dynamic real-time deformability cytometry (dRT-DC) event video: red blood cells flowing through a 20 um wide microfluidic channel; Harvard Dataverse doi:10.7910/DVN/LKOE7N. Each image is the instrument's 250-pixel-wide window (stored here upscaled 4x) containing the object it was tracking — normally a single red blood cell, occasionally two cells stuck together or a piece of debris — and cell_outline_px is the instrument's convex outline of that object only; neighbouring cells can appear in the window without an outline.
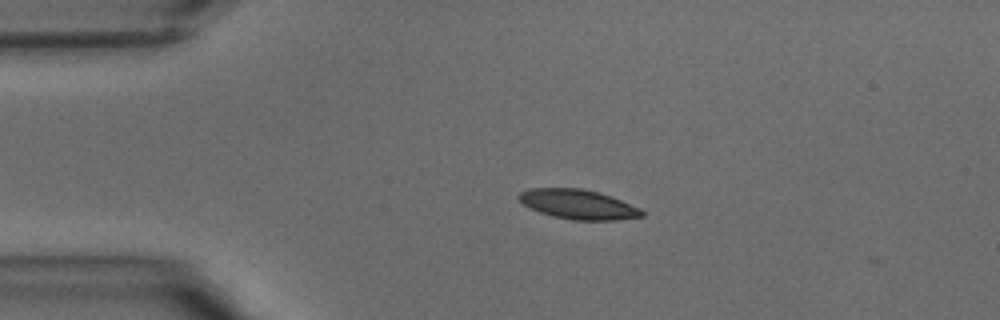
{"species": "common noctule bat (a hibernating species)", "species_latin": "Nyctalus noctula", "temperature_condition": "warm", "stored_images_in_passage": 33, "camera_frame_rate_fps": 3000, "um_per_image_px": 0.085, "animal": {"sex": "male", "body_mass_g": 15.6}, "frame": {"image": 1, "passage_image": 1, "time_ms": 0.0, "image_size_px": [1000, 320], "cell_outline_px": [[644, 216], [616, 220], [572, 220], [552, 216], [540, 212], [524, 204], [516, 196], [520, 192], [528, 188], [580, 188], [596, 192], [620, 200], [640, 208], [644, 212]], "centroid_in_image_um": [49.12, 17.37], "position_along_channel_um": 35.9, "area_um2": 20.98}}
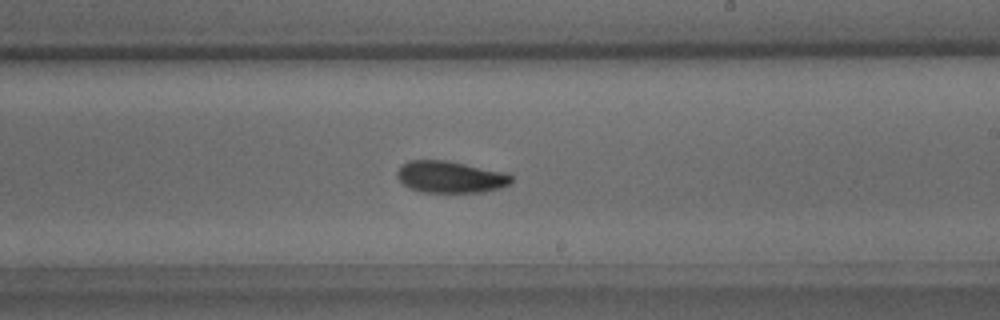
{"frame": {"image": 2, "passage_image": 16, "time_ms": 5.0, "image_size_px": [1000, 320], "cell_outline_px": [[512, 184], [500, 188], [484, 192], [420, 192], [408, 188], [396, 176], [396, 172], [408, 160], [448, 160], [508, 172], [512, 176]], "centroid_in_image_um": [38.33, 15.04], "position_along_channel_um": 250.7, "area_um2": 21.5}}
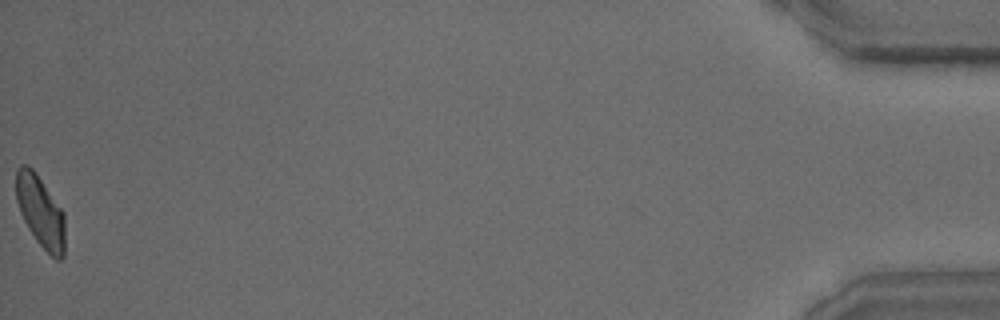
{"frame": {"image": 3, "passage_image": 33, "time_ms": 10.667, "image_size_px": [1000, 320], "cell_outline_px": [[64, 256], [60, 260], [56, 260], [36, 240], [28, 228], [20, 212], [16, 200], [16, 168], [20, 164], [28, 164], [36, 172], [64, 212]], "centroid_in_image_um": [3.43, 17.94], "position_along_channel_um": 431.8, "area_um2": 20.46}}